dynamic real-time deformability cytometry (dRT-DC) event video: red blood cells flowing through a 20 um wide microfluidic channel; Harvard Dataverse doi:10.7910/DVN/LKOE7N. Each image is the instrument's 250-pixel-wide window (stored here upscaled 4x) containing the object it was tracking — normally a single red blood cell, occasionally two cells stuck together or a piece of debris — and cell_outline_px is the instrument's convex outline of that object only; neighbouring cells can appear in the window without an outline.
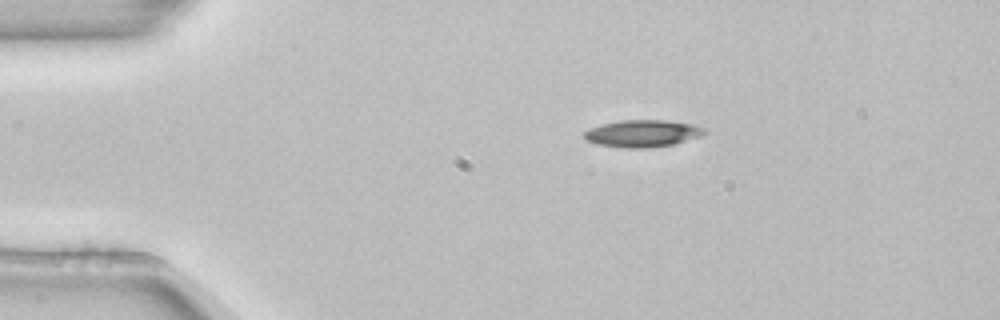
{"species": "common noctule bat (a hibernating species)", "species_latin": "Nyctalus noctula", "temperature_condition": "room temperature", "stored_images_in_passage": 4, "camera_frame_rate_fps": 3000, "um_per_image_px": 0.085, "animal": {"sex": "female", "body_mass_g": 22.7, "forearm_length_mm": 54.2}, "frame": {"image": 1, "passage_image": 4, "time_ms": 1.0, "image_size_px": [1000, 320], "cell_outline_px": [[708, 132], [700, 136], [672, 144], [648, 148], [624, 148], [600, 144], [588, 140], [584, 136], [584, 132], [588, 128], [600, 124], [620, 120], [664, 120], [692, 124], [704, 128]], "centroid_in_image_um": [54.61, 11.33], "position_along_channel_um": 30.4, "area_um2": 18.84}}